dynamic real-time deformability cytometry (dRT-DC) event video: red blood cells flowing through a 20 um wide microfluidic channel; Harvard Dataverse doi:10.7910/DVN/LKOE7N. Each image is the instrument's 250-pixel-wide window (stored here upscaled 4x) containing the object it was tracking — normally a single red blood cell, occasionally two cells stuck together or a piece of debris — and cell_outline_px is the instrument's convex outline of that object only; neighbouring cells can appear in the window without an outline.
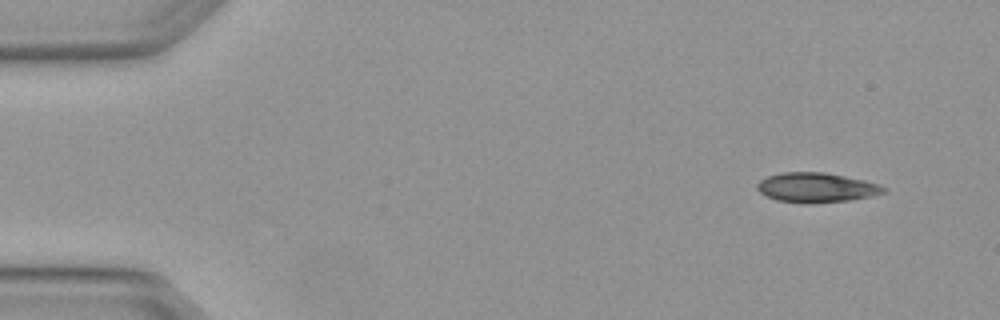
{"species": "Egyptian fruit bat (a non-hibernating species)", "species_latin": "Rousettus aegyptiacus", "temperature_condition": "warm", "stored_images_in_passage": 5, "camera_frame_rate_fps": 3000, "um_per_image_px": 0.085, "animal": {"sex": "female"}, "frame": {"image": 1, "passage_image": 1, "time_ms": 0.0, "image_size_px": [1000, 320], "cell_outline_px": [[888, 188], [884, 192], [872, 196], [848, 200], [812, 204], [804, 204], [776, 200], [760, 192], [756, 188], [756, 184], [760, 180], [768, 176], [780, 172], [824, 172], [864, 180], [880, 184]], "centroid_in_image_um": [69.39, 15.95], "position_along_channel_um": 15.6, "area_um2": 22.02}}
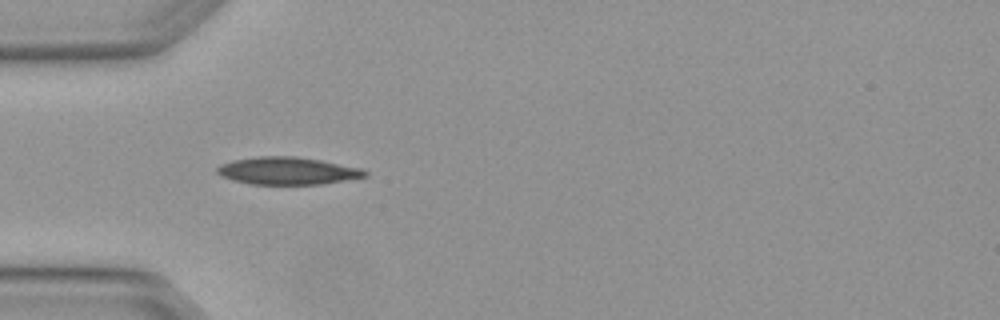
{"frame": {"image": 2, "passage_image": 4, "time_ms": 1.0, "image_size_px": [1000, 320], "cell_outline_px": [[368, 176], [320, 184], [248, 184], [232, 180], [220, 176], [216, 172], [216, 168], [220, 164], [232, 160], [256, 156], [296, 156], [320, 160], [364, 168], [368, 172]], "centroid_in_image_um": [24.41, 14.51], "position_along_channel_um": 60.6, "area_um2": 23.87}}